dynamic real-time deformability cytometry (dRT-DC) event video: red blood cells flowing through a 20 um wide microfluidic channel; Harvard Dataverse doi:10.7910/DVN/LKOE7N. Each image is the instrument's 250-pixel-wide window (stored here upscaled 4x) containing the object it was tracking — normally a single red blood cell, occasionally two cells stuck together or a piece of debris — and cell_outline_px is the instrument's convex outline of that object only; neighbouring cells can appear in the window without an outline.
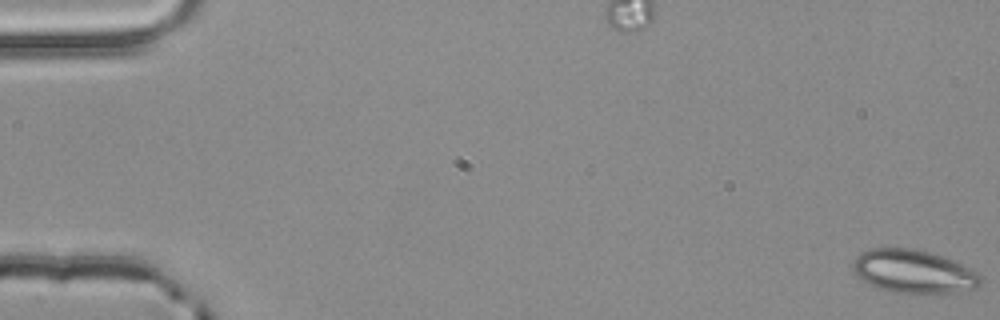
{"species": "common noctule bat (a hibernating species)", "species_latin": "Nyctalus noctula", "temperature_condition": "room temperature", "stored_images_in_passage": 55, "camera_frame_rate_fps": 3000, "um_per_image_px": 0.085, "animal": {"sex": "male", "body_mass_g": 20.4}, "frame": {"image": 1, "passage_image": 1, "time_ms": 0.0, "image_size_px": [1000, 320], "cell_outline_px": [[984, 284], [976, 288], [952, 292], [892, 292], [880, 288], [864, 280], [852, 268], [852, 260], [860, 252], [872, 248], [912, 248], [928, 252], [952, 260], [972, 268], [984, 280]], "centroid_in_image_um": [77.68, 23.06], "position_along_channel_um": 7.3, "area_um2": 31.79}}
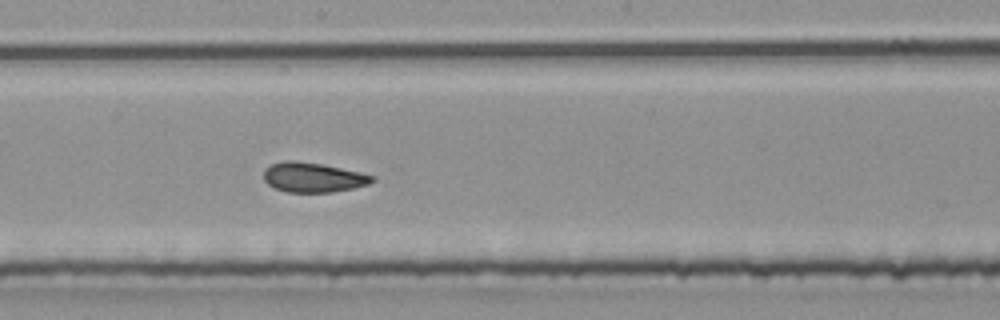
{"frame": {"image": 2, "passage_image": 31, "time_ms": 10.0, "image_size_px": [1000, 320], "cell_outline_px": [[376, 180], [368, 184], [352, 188], [332, 192], [288, 192], [276, 188], [268, 184], [264, 180], [264, 168], [272, 164], [284, 160], [296, 160], [320, 164], [360, 172], [372, 176]], "centroid_in_image_um": [26.58, 15.07], "position_along_channel_um": 221.6, "area_um2": 18.61}}
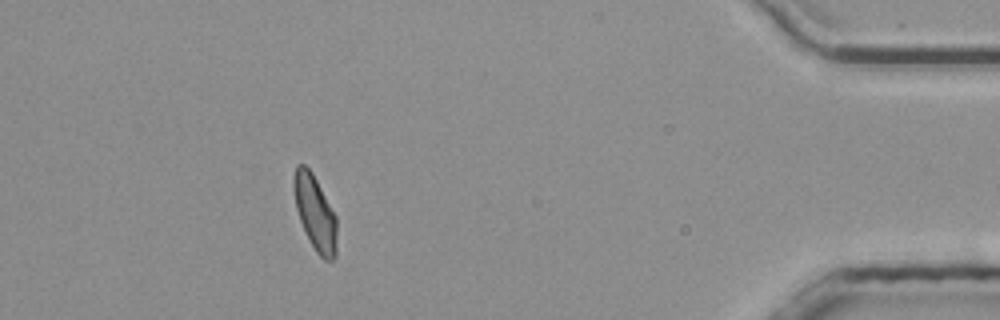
{"frame": {"image": 3, "passage_image": 50, "time_ms": 16.333, "image_size_px": [1000, 320], "cell_outline_px": [[336, 256], [332, 260], [324, 260], [316, 252], [304, 232], [296, 208], [292, 188], [292, 176], [296, 164], [304, 164], [312, 172], [336, 216]], "centroid_in_image_um": [26.75, 18.06], "position_along_channel_um": 408.5, "area_um2": 18.96}, "authors_computed_cell_mechanics": {"area_um2": 19.2474, "velocity_mm_per_s": 3.8513, "shape_relaxation_time_tau1_ms": 5.2347, "shape_relaxation_time_tau2_ms": 1.4114, "deformation_change_tau1": 0.116, "deformation_change_tau2": 0.0562}}